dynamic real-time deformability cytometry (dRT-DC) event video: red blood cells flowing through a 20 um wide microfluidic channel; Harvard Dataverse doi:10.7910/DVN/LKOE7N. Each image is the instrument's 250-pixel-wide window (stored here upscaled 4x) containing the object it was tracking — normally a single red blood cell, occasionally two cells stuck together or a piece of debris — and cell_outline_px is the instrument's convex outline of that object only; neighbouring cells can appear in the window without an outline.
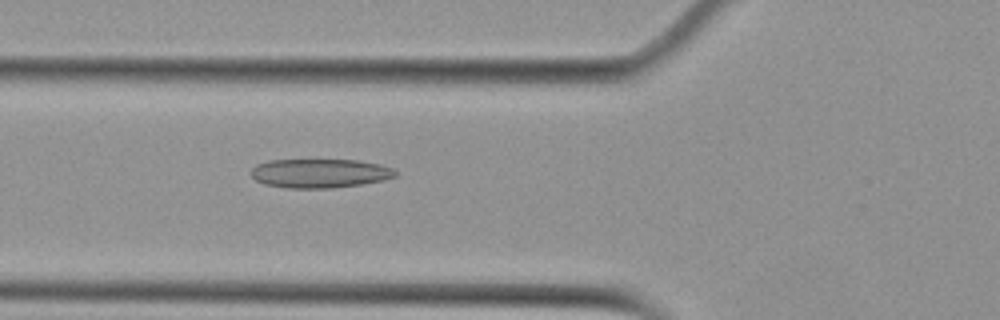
{"species": "Egyptian fruit bat (a non-hibernating species)", "species_latin": "Rousettus aegyptiacus", "temperature_condition": "cold", "stored_images_in_passage": 54, "camera_frame_rate_fps": 3000, "um_per_image_px": 0.085, "animal": {"sex": "female"}, "frame": {"image": 1, "passage_image": 20, "time_ms": 6.333, "image_size_px": [1000, 320], "cell_outline_px": [[396, 176], [384, 180], [360, 184], [332, 188], [288, 188], [264, 184], [256, 180], [252, 176], [252, 168], [256, 164], [268, 160], [360, 160], [380, 164], [392, 168], [396, 172]], "centroid_in_image_um": [27.18, 14.72], "position_along_channel_um": 98.6, "area_um2": 24.39}}
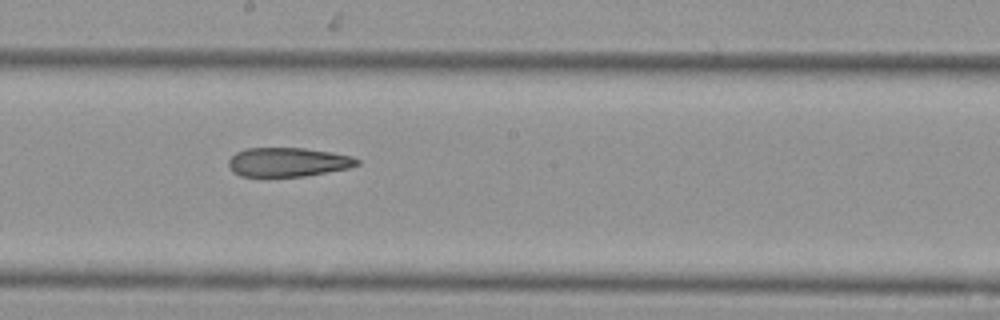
{"frame": {"image": 2, "passage_image": 30, "time_ms": 9.667, "image_size_px": [1000, 320], "cell_outline_px": [[360, 164], [348, 168], [304, 176], [264, 180], [240, 176], [232, 172], [228, 164], [228, 160], [236, 152], [244, 148], [304, 148], [332, 152], [352, 156], [360, 160]], "centroid_in_image_um": [24.4, 13.82], "position_along_channel_um": 223.8, "area_um2": 22.72}}
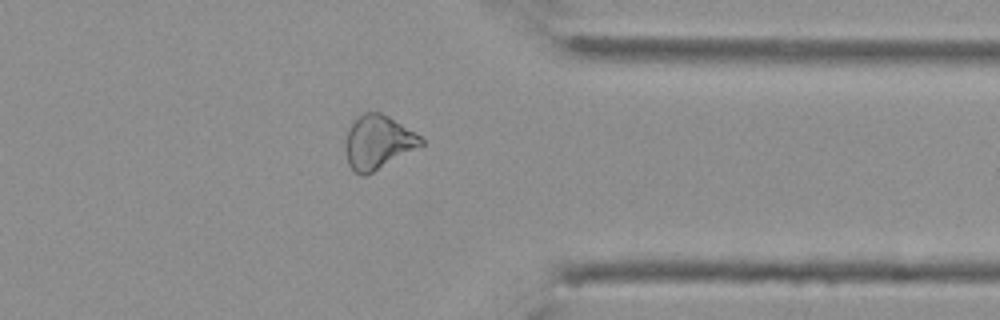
{"frame": {"image": 3, "passage_image": 43, "time_ms": 14.0, "image_size_px": [1000, 320], "cell_outline_px": [[424, 144], [372, 172], [364, 176], [360, 176], [348, 164], [344, 148], [344, 140], [352, 120], [356, 116], [364, 112], [380, 112], [388, 116], [420, 136], [424, 140]], "centroid_in_image_um": [32.07, 12.07], "position_along_channel_um": 379.3, "area_um2": 23.58}, "authors_computed_cell_mechanics": {"area_um2": 25.6921, "velocity_mm_per_s": 3.754, "shape_relaxation_time_tau1_ms": null, "shape_relaxation_time_tau2_ms": 10.1335, "deformation_change_tau1": null, "deformation_change_tau2": 0.2387}}